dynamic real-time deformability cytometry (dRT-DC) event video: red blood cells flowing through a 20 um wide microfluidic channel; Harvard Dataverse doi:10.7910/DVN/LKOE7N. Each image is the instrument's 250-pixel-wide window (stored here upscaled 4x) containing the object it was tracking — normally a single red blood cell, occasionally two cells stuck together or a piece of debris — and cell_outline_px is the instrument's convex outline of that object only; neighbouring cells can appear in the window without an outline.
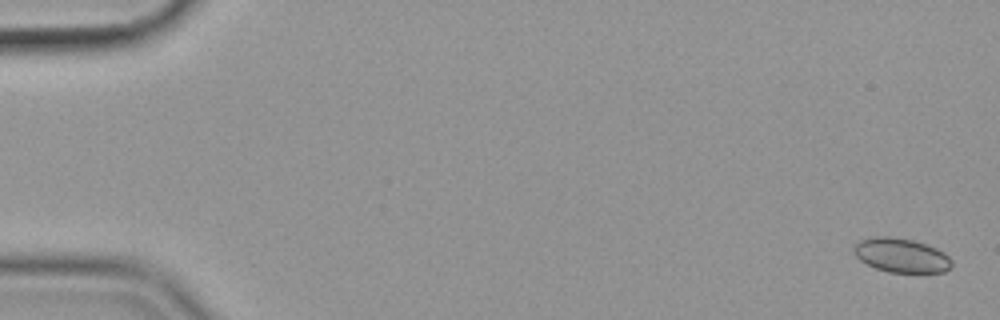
{"species": "common noctule bat (a hibernating species)", "species_latin": "Nyctalus noctula", "temperature_condition": "cold", "stored_images_in_passage": 58, "camera_frame_rate_fps": 3000, "um_per_image_px": 0.085, "animal": {"sex": "female", "body_mass_g": 19.9}, "frame": {"image": 1, "passage_image": 2, "time_ms": 0.333, "image_size_px": [1000, 320], "cell_outline_px": [[952, 268], [944, 272], [888, 272], [876, 268], [860, 260], [856, 256], [852, 248], [860, 240], [876, 236], [888, 236], [912, 240], [936, 248], [944, 252], [952, 260]], "centroid_in_image_um": [76.62, 21.71], "position_along_channel_um": 8.4, "area_um2": 19.42}}
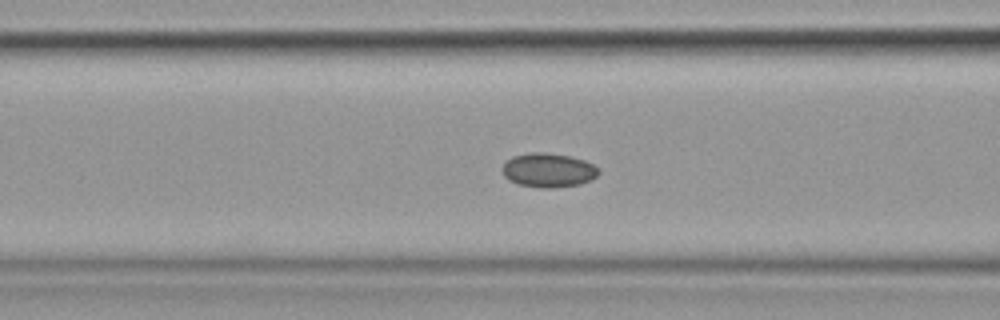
{"frame": {"image": 2, "passage_image": 24, "time_ms": 7.667, "image_size_px": [1000, 320], "cell_outline_px": [[600, 172], [592, 180], [580, 184], [552, 188], [540, 188], [520, 184], [508, 180], [504, 176], [500, 168], [512, 156], [532, 152], [544, 152], [568, 156], [584, 160], [592, 164]], "centroid_in_image_um": [46.58, 14.47], "position_along_channel_um": 120.0, "area_um2": 19.13}}
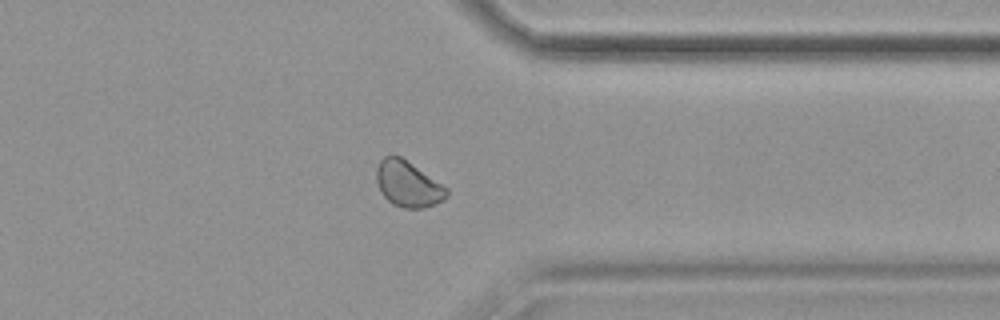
{"frame": {"image": 3, "passage_image": 46, "time_ms": 15.0, "image_size_px": [1000, 320], "cell_outline_px": [[448, 196], [444, 200], [424, 208], [404, 208], [392, 204], [380, 192], [376, 180], [376, 168], [380, 160], [384, 156], [400, 156], [448, 188]], "centroid_in_image_um": [34.67, 15.66], "position_along_channel_um": 376.7, "area_um2": 18.67}}